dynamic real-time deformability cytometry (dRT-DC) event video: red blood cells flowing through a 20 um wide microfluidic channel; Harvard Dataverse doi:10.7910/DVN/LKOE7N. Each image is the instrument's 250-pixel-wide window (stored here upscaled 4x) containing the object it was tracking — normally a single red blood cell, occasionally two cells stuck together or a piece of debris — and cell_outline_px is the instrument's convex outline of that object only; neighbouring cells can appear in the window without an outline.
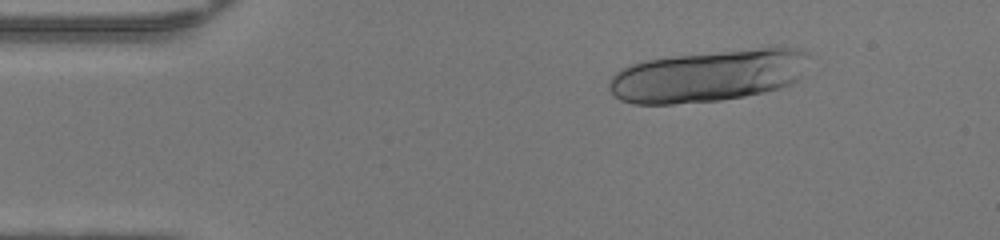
{"species": "human", "species_latin": "Homo sapiens", "temperature_condition": "warm", "stored_images_in_passage": 16, "camera_frame_rate_fps": 3000, "um_per_image_px": 0.085, "donor": {"sex": "female"}, "frame": {"image": 1, "passage_image": 7, "time_ms": 2.0, "image_size_px": [1000, 240], "cell_outline_px": [[812, 56], [796, 80], [792, 84], [780, 88], [764, 92], [744, 96], [720, 100], [672, 104], [632, 104], [620, 100], [612, 96], [608, 88], [608, 80], [620, 68], [644, 60], [672, 56], [768, 44], [780, 44], [800, 48], [808, 52]], "centroid_in_image_um": [60.27, 6.39], "position_along_channel_um": 24.7, "area_um2": 62.42}}